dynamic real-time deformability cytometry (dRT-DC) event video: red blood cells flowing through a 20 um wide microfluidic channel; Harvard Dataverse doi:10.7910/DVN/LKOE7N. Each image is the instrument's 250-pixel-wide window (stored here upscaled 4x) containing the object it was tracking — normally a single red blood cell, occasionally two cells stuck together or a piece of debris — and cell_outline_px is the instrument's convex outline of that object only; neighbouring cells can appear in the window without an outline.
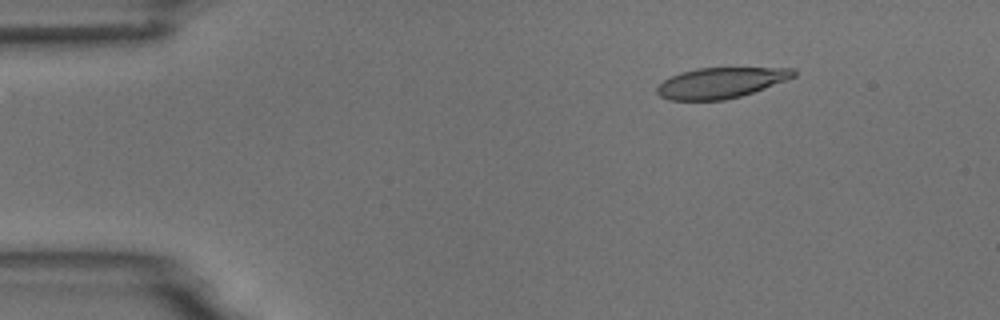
{"species": "common noctule bat (a hibernating species)", "species_latin": "Nyctalus noctula", "temperature_condition": "room temperature", "stored_images_in_passage": 5, "camera_frame_rate_fps": 3000, "um_per_image_px": 0.085, "animal": {"sex": "male", "body_mass_g": 18.8}, "frame": {"image": 1, "passage_image": 3, "time_ms": 2.333, "image_size_px": [1000, 320], "cell_outline_px": [[796, 76], [764, 88], [740, 96], [724, 100], [668, 100], [660, 96], [656, 92], [656, 88], [664, 80], [680, 72], [696, 68], [796, 68]], "centroid_in_image_um": [61.25, 7.04], "position_along_channel_um": 23.8, "area_um2": 24.22}}